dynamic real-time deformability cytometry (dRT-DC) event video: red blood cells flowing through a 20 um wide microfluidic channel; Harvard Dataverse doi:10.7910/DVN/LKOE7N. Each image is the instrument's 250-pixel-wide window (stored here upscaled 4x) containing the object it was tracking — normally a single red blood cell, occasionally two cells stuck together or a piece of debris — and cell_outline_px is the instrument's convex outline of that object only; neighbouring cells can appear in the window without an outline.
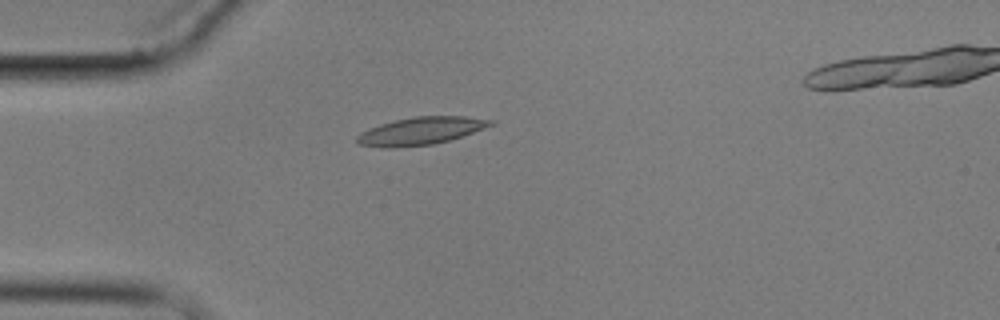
{"species": "common noctule bat (a hibernating species)", "species_latin": "Nyctalus noctula", "temperature_condition": "cold", "stored_images_in_passage": 5, "camera_frame_rate_fps": 3000, "um_per_image_px": 0.085, "animal": {"sex": "male", "body_mass_g": 17.9}, "frame": {"image": 1, "passage_image": 4, "time_ms": 4.667, "image_size_px": [1000, 320], "cell_outline_px": [[496, 120], [492, 124], [484, 128], [448, 140], [432, 144], [392, 148], [388, 148], [356, 144], [356, 136], [360, 132], [368, 128], [380, 124], [396, 120], [416, 116], [464, 116]], "centroid_in_image_um": [35.71, 11.13], "position_along_channel_um": 49.3, "area_um2": 21.33}}